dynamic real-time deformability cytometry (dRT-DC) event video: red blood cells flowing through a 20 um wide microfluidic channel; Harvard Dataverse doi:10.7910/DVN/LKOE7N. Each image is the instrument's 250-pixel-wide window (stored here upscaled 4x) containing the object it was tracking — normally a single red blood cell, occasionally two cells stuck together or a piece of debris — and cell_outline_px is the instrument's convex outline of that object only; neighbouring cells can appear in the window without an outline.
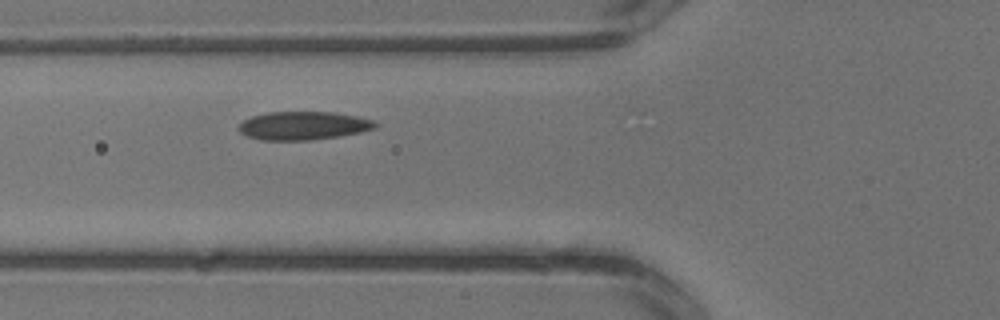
{"species": "common noctule bat (a hibernating species)", "species_latin": "Nyctalus noctula", "temperature_condition": "warm", "stored_images_in_passage": 3, "camera_frame_rate_fps": 3000, "um_per_image_px": 0.085, "animal": {"sex": "male", "body_mass_g": 13.3}, "frame": {"image": 1, "passage_image": 3, "time_ms": 0.667, "image_size_px": [1000, 320], "cell_outline_px": [[376, 128], [360, 132], [340, 136], [312, 140], [260, 140], [248, 136], [240, 132], [240, 124], [244, 120], [252, 116], [268, 112], [336, 112], [356, 116], [372, 120], [376, 124]], "centroid_in_image_um": [25.79, 10.68], "position_along_channel_um": 100.0, "area_um2": 22.43}}